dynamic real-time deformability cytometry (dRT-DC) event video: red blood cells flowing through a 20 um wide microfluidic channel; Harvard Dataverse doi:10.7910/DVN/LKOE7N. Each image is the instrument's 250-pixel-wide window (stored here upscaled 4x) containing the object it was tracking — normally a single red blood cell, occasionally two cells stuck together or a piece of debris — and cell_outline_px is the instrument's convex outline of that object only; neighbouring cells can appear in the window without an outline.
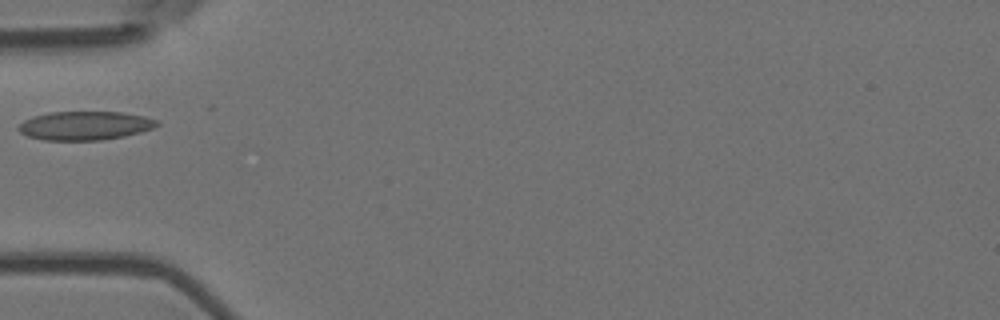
{"species": "Egyptian fruit bat (a non-hibernating species)", "species_latin": "Rousettus aegyptiacus", "temperature_condition": "room temperature", "stored_images_in_passage": 3, "camera_frame_rate_fps": 3000, "um_per_image_px": 0.085, "animal": {"sex": "female"}, "frame": {"image": 1, "passage_image": 3, "time_ms": 0.667, "image_size_px": [1000, 320], "cell_outline_px": [[160, 124], [152, 128], [140, 132], [124, 136], [100, 140], [44, 140], [28, 136], [20, 132], [16, 128], [24, 120], [32, 116], [48, 112], [120, 112], [144, 116], [160, 120]], "centroid_in_image_um": [7.21, 10.67], "position_along_channel_um": 77.8, "area_um2": 23.24}}